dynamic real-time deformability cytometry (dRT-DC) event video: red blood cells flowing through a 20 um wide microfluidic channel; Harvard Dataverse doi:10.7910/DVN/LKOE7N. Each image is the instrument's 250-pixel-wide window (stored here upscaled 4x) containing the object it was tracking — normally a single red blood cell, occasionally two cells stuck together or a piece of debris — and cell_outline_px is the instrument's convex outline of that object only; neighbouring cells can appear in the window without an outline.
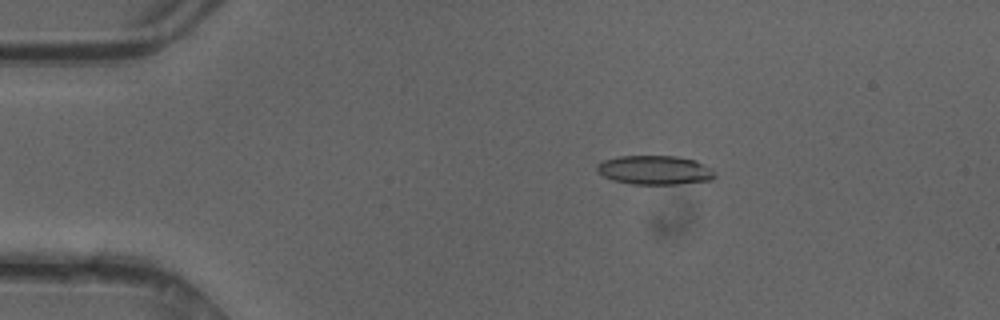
{"species": "common noctule bat (a hibernating species)", "species_latin": "Nyctalus noctula", "temperature_condition": "cold", "stored_images_in_passage": 49, "camera_frame_rate_fps": 3000, "um_per_image_px": 0.085, "animal": {"sex": "female"}, "frame": {"image": 1, "passage_image": 9, "time_ms": 2.667, "image_size_px": [1000, 320], "cell_outline_px": [[716, 176], [712, 180], [676, 184], [632, 184], [612, 180], [596, 172], [596, 164], [604, 160], [620, 156], [676, 156], [696, 160], [712, 168]], "centroid_in_image_um": [55.66, 14.45], "position_along_channel_um": 29.3, "area_um2": 20.11}}
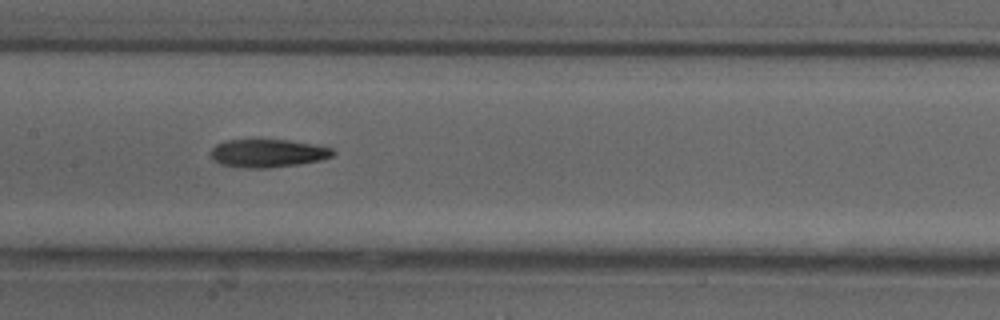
{"frame": {"image": 2, "passage_image": 24, "time_ms": 7.667, "image_size_px": [1000, 320], "cell_outline_px": [[336, 152], [332, 156], [320, 160], [300, 164], [268, 168], [244, 168], [220, 164], [208, 152], [216, 144], [228, 140], [256, 136], [288, 140], [316, 144], [332, 148]], "centroid_in_image_um": [22.75, 12.97], "position_along_channel_um": 184.7, "area_um2": 20.92}}
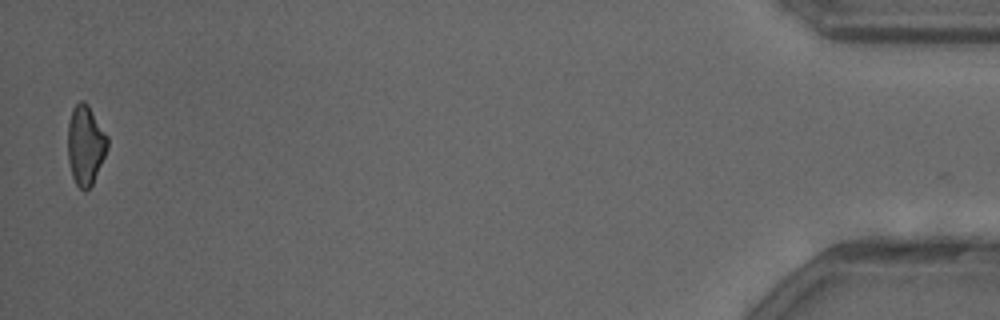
{"frame": {"image": 3, "passage_image": 48, "time_ms": 15.667, "image_size_px": [1000, 320], "cell_outline_px": [[108, 148], [92, 184], [84, 192], [76, 184], [72, 176], [68, 160], [68, 124], [72, 108], [80, 100], [84, 100], [88, 104], [108, 136]], "centroid_in_image_um": [7.26, 12.31], "position_along_channel_um": 427.9, "area_um2": 18.44}, "authors_computed_cell_mechanics": {"area_um2": 19.8832, "velocity_mm_per_s": 4.2424, "shape_relaxation_time_tau1_ms": 7.0847, "shape_relaxation_time_tau2_ms": 9.3736, "deformation_change_tau1": 0.1772, "deformation_change_tau2": 0.2435}}